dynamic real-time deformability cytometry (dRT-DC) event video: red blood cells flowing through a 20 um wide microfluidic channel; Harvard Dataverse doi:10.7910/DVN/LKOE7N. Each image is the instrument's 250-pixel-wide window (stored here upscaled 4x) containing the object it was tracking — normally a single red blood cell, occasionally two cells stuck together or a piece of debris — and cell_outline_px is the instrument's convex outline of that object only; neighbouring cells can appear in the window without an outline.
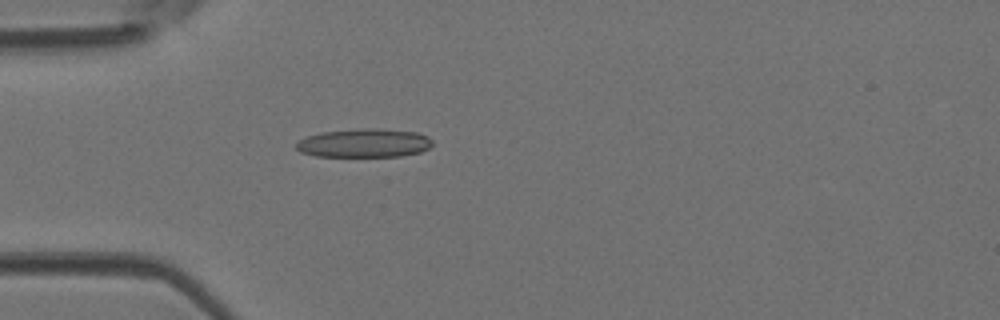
{"species": "Egyptian fruit bat (a non-hibernating species)", "species_latin": "Rousettus aegyptiacus", "temperature_condition": "room temperature", "stored_images_in_passage": 47, "camera_frame_rate_fps": 3000, "um_per_image_px": 0.085, "animal": {"sex": "female"}, "frame": {"image": 1, "passage_image": 14, "time_ms": 4.333, "image_size_px": [1000, 320], "cell_outline_px": [[432, 144], [428, 148], [420, 152], [400, 156], [316, 156], [300, 152], [296, 148], [296, 144], [300, 140], [308, 136], [324, 132], [368, 128], [380, 128], [416, 132], [428, 136], [432, 140]], "centroid_in_image_um": [30.98, 12.16], "position_along_channel_um": 54.0, "area_um2": 22.54}}
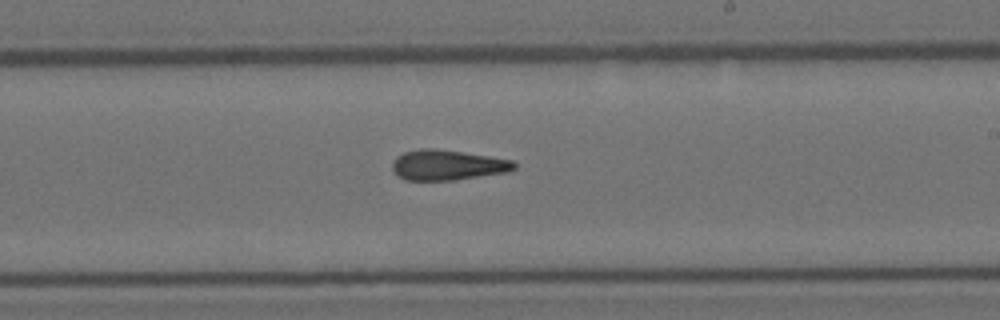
{"frame": {"image": 2, "passage_image": 28, "time_ms": 9.0, "image_size_px": [1000, 320], "cell_outline_px": [[516, 168], [508, 172], [452, 180], [404, 180], [392, 168], [392, 160], [396, 156], [404, 152], [420, 148], [436, 148], [488, 156], [512, 160], [516, 164]], "centroid_in_image_um": [38.02, 14.02], "position_along_channel_um": 251.0, "area_um2": 21.44}}
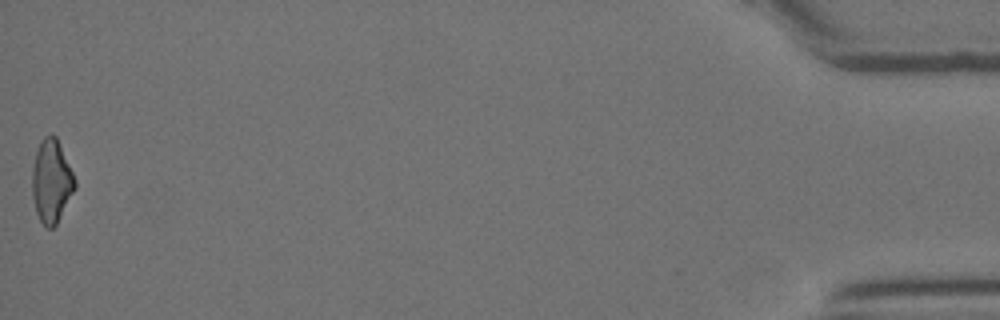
{"frame": {"image": 3, "passage_image": 47, "time_ms": 15.333, "image_size_px": [1000, 320], "cell_outline_px": [[76, 188], [56, 224], [52, 228], [48, 228], [40, 220], [36, 212], [32, 196], [32, 168], [36, 152], [40, 140], [44, 136], [56, 136], [76, 180]], "centroid_in_image_um": [4.37, 15.4], "position_along_channel_um": 430.8, "area_um2": 20.52}}